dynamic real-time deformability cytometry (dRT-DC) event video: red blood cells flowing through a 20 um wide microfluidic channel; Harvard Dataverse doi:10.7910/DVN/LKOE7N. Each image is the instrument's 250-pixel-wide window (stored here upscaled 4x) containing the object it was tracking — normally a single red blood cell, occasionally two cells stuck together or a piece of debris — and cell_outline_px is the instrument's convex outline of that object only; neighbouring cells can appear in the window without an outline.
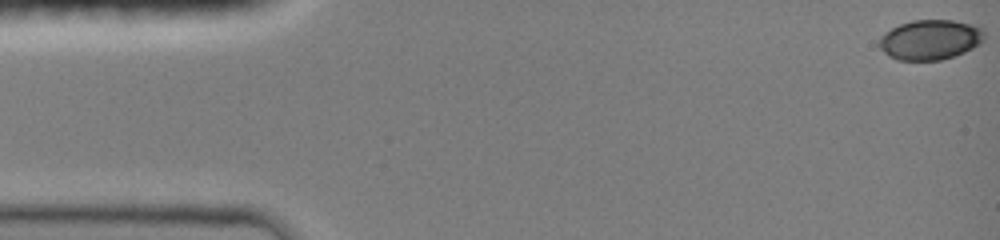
{"species": "common noctule bat (a hibernating species)", "species_latin": "Nyctalus noctula", "temperature_condition": "room temperature", "stored_images_in_passage": 46, "camera_frame_rate_fps": 3000, "um_per_image_px": 0.085, "animal": {"sex": "female", "body_mass_g": 19.0, "forearm_length_mm": 51.5}, "frame": {"image": 1, "passage_image": 1, "time_ms": 0.0, "image_size_px": [1000, 240], "cell_outline_px": [[984, 40], [980, 44], [964, 52], [940, 60], [896, 60], [888, 56], [880, 48], [880, 40], [892, 28], [900, 24], [912, 20], [952, 20], [972, 24], [980, 28], [984, 32]], "centroid_in_image_um": [79.09, 3.38], "position_along_channel_um": 5.9, "area_um2": 24.22}}
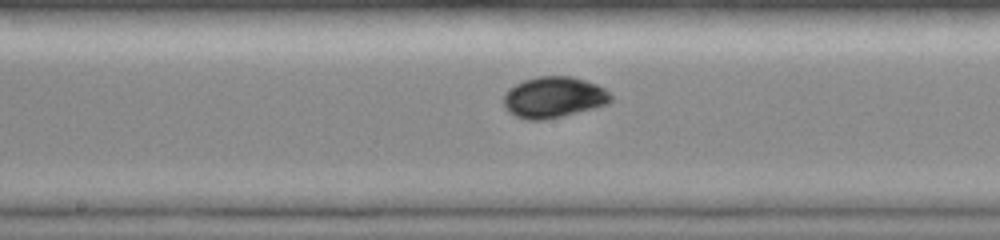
{"frame": {"image": 2, "passage_image": 25, "time_ms": 8.0, "image_size_px": [1000, 240], "cell_outline_px": [[612, 100], [608, 104], [544, 120], [528, 120], [516, 116], [508, 112], [504, 108], [504, 92], [508, 88], [524, 80], [536, 76], [572, 76], [596, 84], [604, 88], [612, 96]], "centroid_in_image_um": [47.03, 8.26], "position_along_channel_um": 201.2, "area_um2": 25.61}}
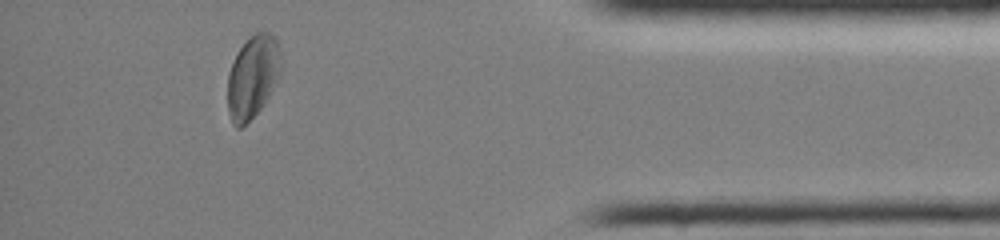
{"frame": {"image": 3, "passage_image": 43, "time_ms": 14.0, "image_size_px": [1000, 240], "cell_outline_px": [[280, 72], [276, 84], [260, 108], [240, 128], [236, 128], [232, 124], [228, 112], [228, 72], [236, 52], [256, 32], [272, 32], [276, 36], [280, 52]], "centroid_in_image_um": [21.47, 6.5], "position_along_channel_um": 413.7, "area_um2": 25.55}, "authors_computed_cell_mechanics": {"area_um2": 24.6517, "velocity_mm_per_s": 4.0259, "shape_relaxation_time_tau1_ms": 1.2198, "shape_relaxation_time_tau2_ms": null, "deformation_change_tau1": 0.0779, "deformation_change_tau2": null}}